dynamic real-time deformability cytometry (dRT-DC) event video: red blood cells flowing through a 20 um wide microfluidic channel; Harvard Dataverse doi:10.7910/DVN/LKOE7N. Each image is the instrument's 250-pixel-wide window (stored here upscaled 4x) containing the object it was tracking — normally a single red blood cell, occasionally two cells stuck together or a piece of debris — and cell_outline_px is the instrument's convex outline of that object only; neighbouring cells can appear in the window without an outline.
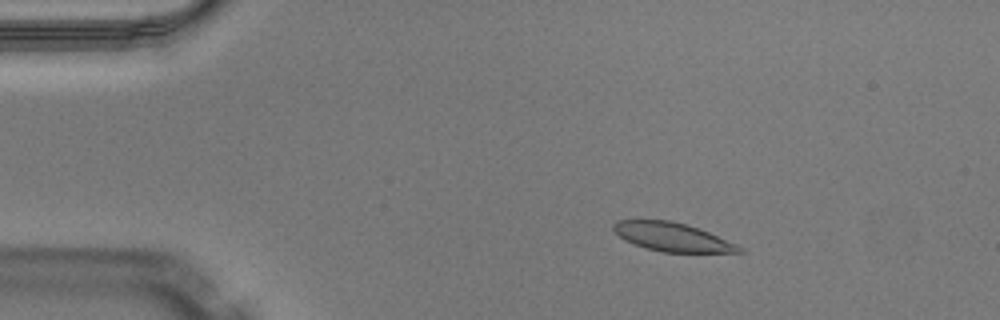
{"species": "Egyptian fruit bat (a non-hibernating species)", "species_latin": "Rousettus aegyptiacus", "temperature_condition": "warm", "stored_images_in_passage": 43, "camera_frame_rate_fps": 3000, "um_per_image_px": 0.085, "animal": {"sex": "male"}, "frame": {"image": 1, "passage_image": 2, "time_ms": 0.333, "image_size_px": [1000, 320], "cell_outline_px": [[744, 252], [664, 252], [644, 248], [624, 240], [612, 228], [612, 224], [620, 220], [668, 220], [688, 224], [708, 232], [736, 244], [744, 248]], "centroid_in_image_um": [57.13, 20.14], "position_along_channel_um": 27.9, "area_um2": 20.81}}
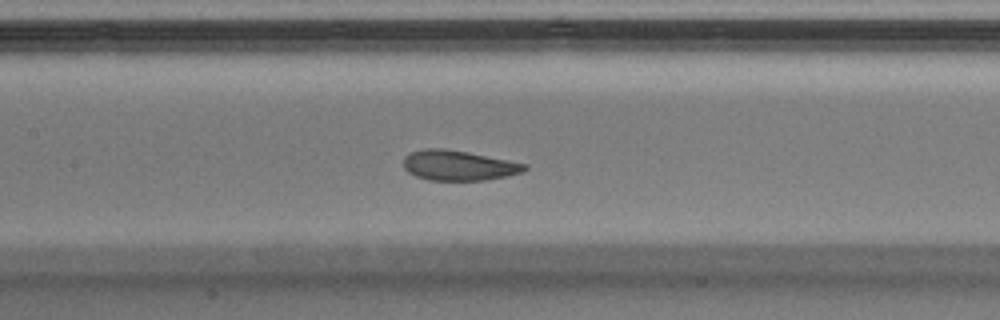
{"frame": {"image": 2, "passage_image": 17, "time_ms": 5.333, "image_size_px": [1000, 320], "cell_outline_px": [[528, 168], [524, 172], [508, 176], [484, 180], [428, 180], [416, 176], [408, 172], [404, 168], [404, 156], [408, 152], [424, 148], [444, 148], [468, 152], [528, 164]], "centroid_in_image_um": [38.97, 14.05], "position_along_channel_um": 168.4, "area_um2": 21.44}}
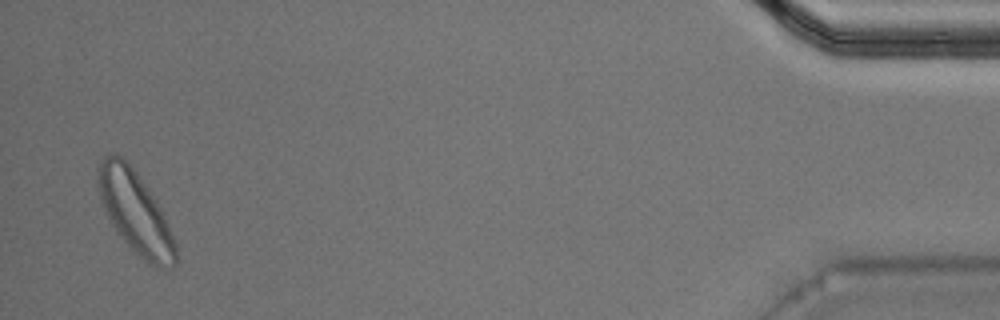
{"frame": {"image": 3, "passage_image": 42, "time_ms": 13.667, "image_size_px": [1000, 320], "cell_outline_px": [[176, 264], [172, 268], [156, 268], [148, 264], [116, 232], [100, 200], [96, 180], [96, 168], [100, 160], [104, 156], [112, 152], [116, 152], [136, 172], [156, 200], [176, 244]], "centroid_in_image_um": [11.46, 18.02], "position_along_channel_um": 423.7, "area_um2": 36.88}, "authors_computed_cell_mechanics": {"area_um2": 22.6576, "velocity_mm_per_s": 4.0461, "shape_relaxation_time_tau1_ms": 2.8261, "shape_relaxation_time_tau2_ms": 1.3158, "deformation_change_tau1": 0.1216, "deformation_change_tau2": 0.061}}